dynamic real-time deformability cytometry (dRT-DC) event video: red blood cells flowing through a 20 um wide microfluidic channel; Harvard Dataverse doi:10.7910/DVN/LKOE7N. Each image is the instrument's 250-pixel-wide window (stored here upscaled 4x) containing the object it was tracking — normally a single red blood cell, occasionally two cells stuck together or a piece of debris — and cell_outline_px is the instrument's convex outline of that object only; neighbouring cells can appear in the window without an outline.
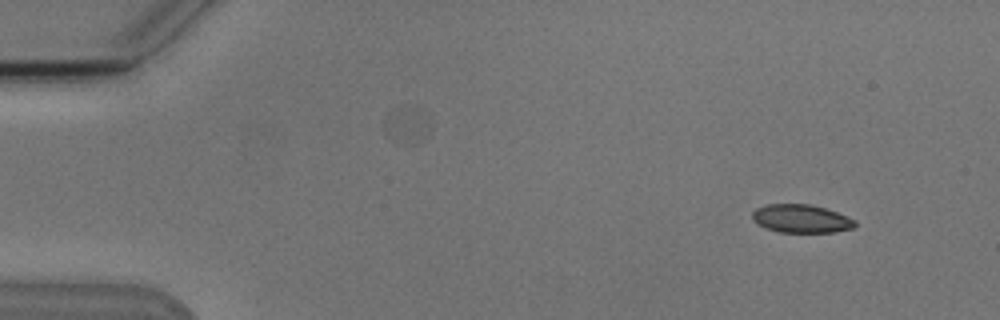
{"species": "Egyptian fruit bat (a non-hibernating species)", "species_latin": "Rousettus aegyptiacus", "temperature_condition": "cold", "stored_images_in_passage": 4, "camera_frame_rate_fps": 3000, "um_per_image_px": 0.085, "animal": {"sex": "male"}, "frame": {"image": 1, "passage_image": 1, "time_ms": 0.0, "image_size_px": [1000, 320], "cell_outline_px": [[856, 224], [852, 228], [832, 232], [780, 232], [768, 228], [752, 220], [752, 212], [756, 208], [768, 204], [808, 204], [824, 208], [836, 212], [856, 220]], "centroid_in_image_um": [68.09, 18.58], "position_along_channel_um": 16.9, "area_um2": 16.65}}
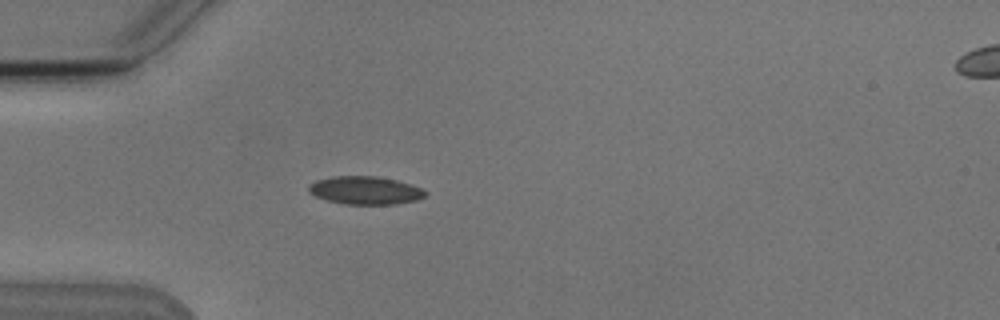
{"frame": {"image": 2, "passage_image": 4, "time_ms": 3.667, "image_size_px": [1000, 320], "cell_outline_px": [[428, 192], [424, 196], [416, 200], [396, 204], [344, 204], [328, 200], [316, 196], [308, 192], [308, 184], [316, 180], [336, 176], [376, 176], [396, 180], [420, 188]], "centroid_in_image_um": [31.01, 16.18], "position_along_channel_um": 54.0, "area_um2": 18.9}}